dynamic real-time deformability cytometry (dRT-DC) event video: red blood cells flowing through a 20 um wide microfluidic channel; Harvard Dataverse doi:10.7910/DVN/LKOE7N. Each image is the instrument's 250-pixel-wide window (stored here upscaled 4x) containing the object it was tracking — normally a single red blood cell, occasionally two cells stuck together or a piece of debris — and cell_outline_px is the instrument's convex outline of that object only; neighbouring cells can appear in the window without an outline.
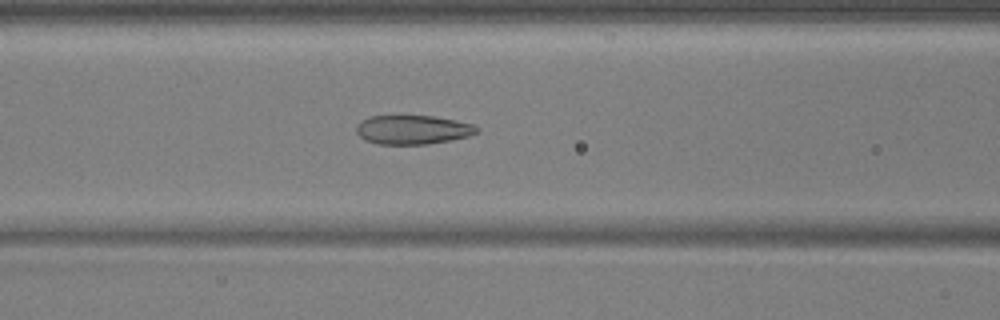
{"species": "common noctule bat (a hibernating species)", "species_latin": "Nyctalus noctula", "temperature_condition": "warm", "stored_images_in_passage": 44, "camera_frame_rate_fps": 3000, "um_per_image_px": 0.085, "animal": {"sex": "male", "body_mass_g": 17.9, "forearm_length_mm": 54.2}, "frame": {"image": 1, "passage_image": 23, "time_ms": 7.333, "image_size_px": [1000, 320], "cell_outline_px": [[480, 132], [468, 136], [452, 140], [428, 144], [376, 144], [364, 140], [356, 132], [356, 124], [360, 120], [372, 116], [432, 116], [456, 120], [472, 124], [480, 128]], "centroid_in_image_um": [35.08, 11.03], "position_along_channel_um": 131.5, "area_um2": 20.58}}
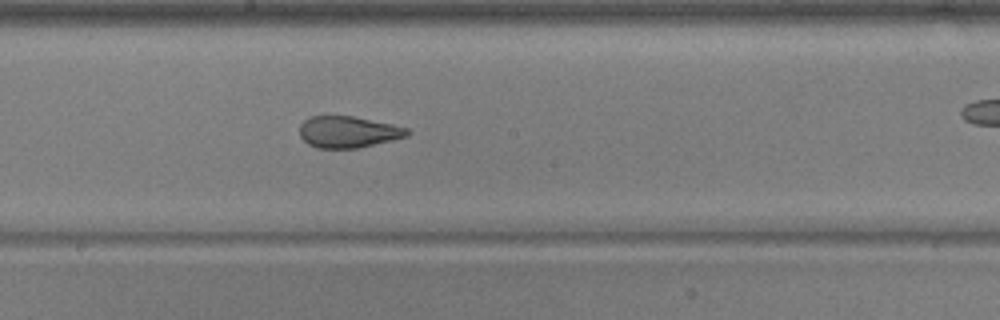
{"frame": {"image": 2, "passage_image": 30, "time_ms": 9.667, "image_size_px": [1000, 320], "cell_outline_px": [[412, 132], [408, 136], [392, 140], [356, 148], [316, 148], [308, 144], [300, 136], [300, 124], [304, 120], [312, 116], [352, 116], [392, 124], [408, 128]], "centroid_in_image_um": [29.6, 11.21], "position_along_channel_um": 218.6, "area_um2": 19.71}}
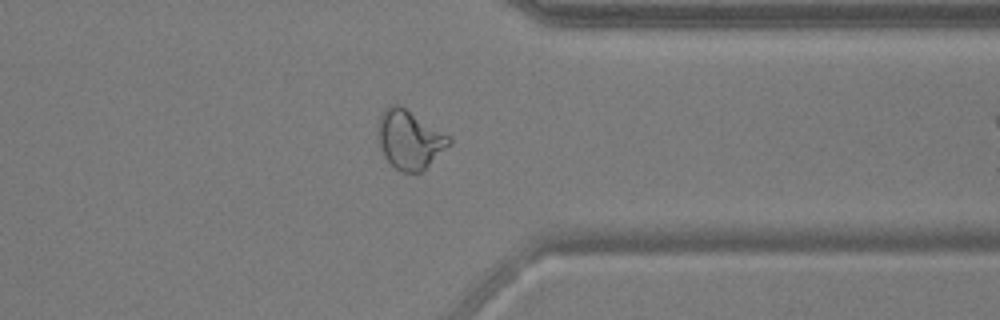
{"frame": {"image": 3, "passage_image": 43, "time_ms": 14.0, "image_size_px": [1000, 320], "cell_outline_px": [[452, 144], [420, 172], [400, 172], [384, 156], [380, 148], [376, 136], [376, 132], [380, 112], [388, 104], [400, 104], [448, 136], [452, 140]], "centroid_in_image_um": [34.76, 11.83], "position_along_channel_um": 376.6, "area_um2": 24.45}}